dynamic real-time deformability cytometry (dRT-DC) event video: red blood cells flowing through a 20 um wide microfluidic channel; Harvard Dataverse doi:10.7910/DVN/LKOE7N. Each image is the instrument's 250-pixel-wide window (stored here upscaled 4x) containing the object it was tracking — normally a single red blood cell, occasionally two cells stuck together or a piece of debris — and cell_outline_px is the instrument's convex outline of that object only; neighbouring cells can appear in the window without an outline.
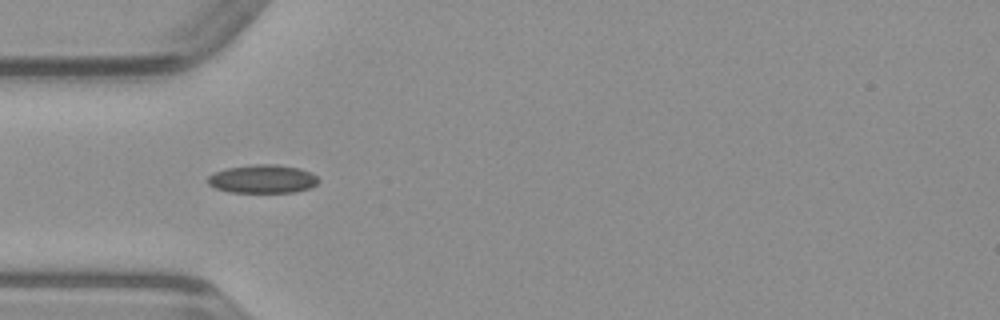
{"species": "common noctule bat (a hibernating species)", "species_latin": "Nyctalus noctula", "temperature_condition": "warm", "stored_images_in_passage": 35, "camera_frame_rate_fps": 3000, "um_per_image_px": 0.085, "animal": {"sex": "male", "body_mass_g": 23.1, "forearm_length_mm": 52.7}, "frame": {"image": 1, "passage_image": 1, "time_ms": 0.0, "image_size_px": [1000, 320], "cell_outline_px": [[320, 180], [316, 184], [308, 188], [292, 192], [232, 192], [216, 188], [208, 184], [208, 176], [212, 172], [224, 168], [252, 164], [276, 164], [300, 168], [312, 172]], "centroid_in_image_um": [22.3, 15.19], "position_along_channel_um": 62.7, "area_um2": 18.44}}
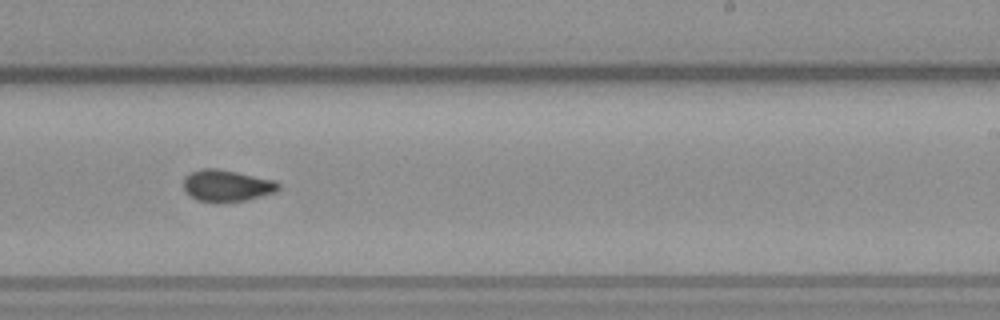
{"frame": {"image": 2, "passage_image": 16, "time_ms": 5.0, "image_size_px": [1000, 320], "cell_outline_px": [[280, 188], [276, 192], [244, 200], [212, 204], [196, 200], [184, 192], [184, 176], [200, 168], [216, 168], [276, 180], [280, 184]], "centroid_in_image_um": [19.24, 15.8], "position_along_channel_um": 269.8, "area_um2": 17.86}}
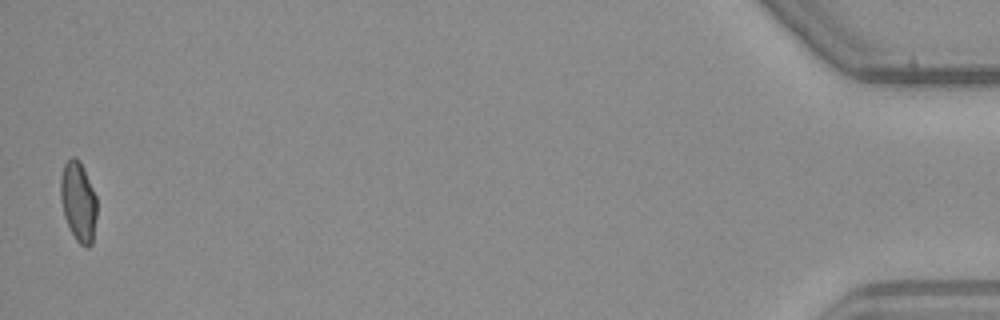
{"frame": {"image": 3, "passage_image": 35, "time_ms": 11.333, "image_size_px": [1000, 320], "cell_outline_px": [[96, 216], [92, 244], [88, 248], [80, 244], [76, 240], [64, 216], [60, 200], [60, 176], [64, 164], [72, 156], [76, 156], [80, 160], [96, 196]], "centroid_in_image_um": [6.64, 17.11], "position_along_channel_um": 428.6, "area_um2": 16.94}}